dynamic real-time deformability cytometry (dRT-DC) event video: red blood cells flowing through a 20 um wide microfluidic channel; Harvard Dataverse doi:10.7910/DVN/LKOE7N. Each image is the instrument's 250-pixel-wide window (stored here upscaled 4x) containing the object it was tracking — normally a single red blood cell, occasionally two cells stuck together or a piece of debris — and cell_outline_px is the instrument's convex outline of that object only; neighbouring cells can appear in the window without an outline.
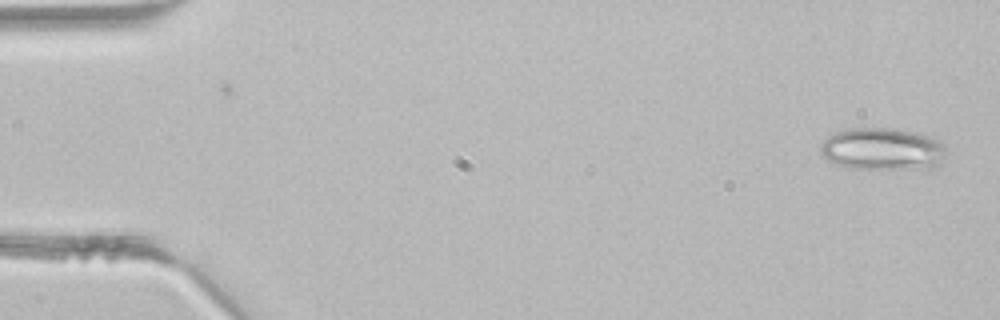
{"species": "common noctule bat (a hibernating species)", "species_latin": "Nyctalus noctula", "temperature_condition": "room temperature", "stored_images_in_passage": 2, "camera_frame_rate_fps": 3000, "um_per_image_px": 0.085, "animal": {"sex": "male", "body_mass_g": 21.5, "forearm_length_mm": 52.0}, "frame": {"image": 1, "passage_image": 2, "time_ms": 0.333, "image_size_px": [1000, 320], "cell_outline_px": [[944, 156], [936, 164], [928, 168], [852, 168], [836, 164], [828, 160], [820, 152], [820, 144], [828, 136], [836, 132], [852, 128], [888, 128], [908, 132], [924, 136], [936, 140], [944, 144]], "centroid_in_image_um": [74.92, 12.67], "position_along_channel_um": 10.1, "area_um2": 30.06}}